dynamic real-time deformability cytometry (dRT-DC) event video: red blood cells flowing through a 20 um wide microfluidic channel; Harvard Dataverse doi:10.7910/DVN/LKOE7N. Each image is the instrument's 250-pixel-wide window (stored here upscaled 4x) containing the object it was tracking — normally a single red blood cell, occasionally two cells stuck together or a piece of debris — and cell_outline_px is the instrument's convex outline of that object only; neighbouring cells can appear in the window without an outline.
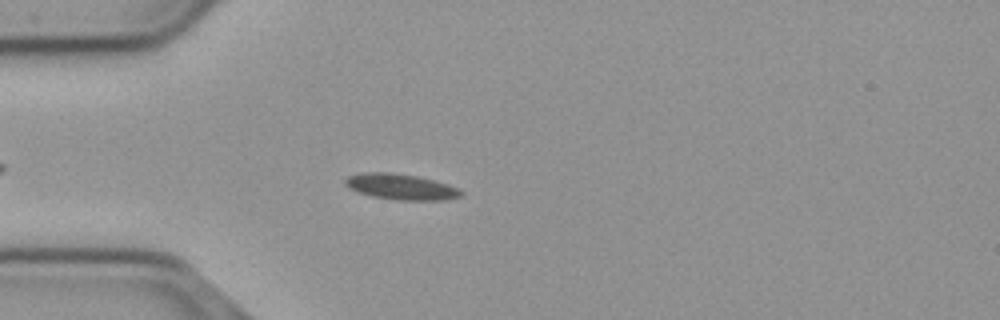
{"species": "common noctule bat (a hibernating species)", "species_latin": "Nyctalus noctula", "temperature_condition": "cold", "stored_images_in_passage": 49, "camera_frame_rate_fps": 3000, "um_per_image_px": 0.085, "animal": {"sex": "male", "body_mass_g": 23.1, "forearm_length_mm": 52.7}, "frame": {"image": 1, "passage_image": 9, "time_ms": 2.667, "image_size_px": [1000, 320], "cell_outline_px": [[464, 196], [448, 200], [396, 200], [372, 196], [356, 192], [348, 188], [344, 184], [344, 180], [348, 176], [364, 172], [388, 172], [416, 176], [448, 184], [464, 192]], "centroid_in_image_um": [34.07, 15.89], "position_along_channel_um": 50.9, "area_um2": 17.51}}
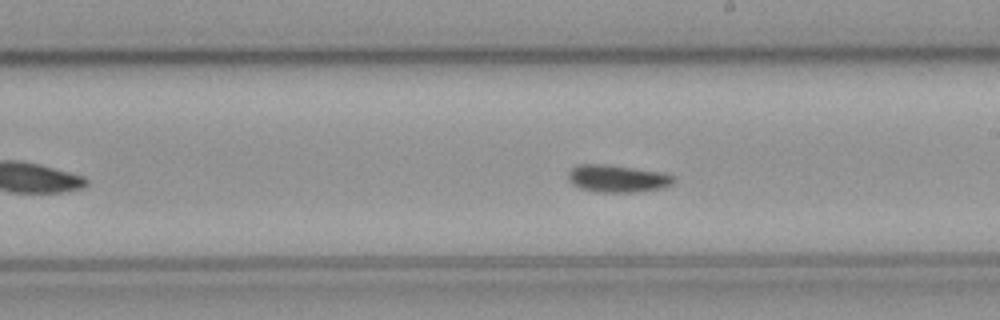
{"frame": {"image": 2, "passage_image": 25, "time_ms": 8.0, "image_size_px": [1000, 320], "cell_outline_px": [[676, 180], [672, 184], [664, 188], [636, 192], [596, 192], [580, 188], [572, 184], [568, 180], [568, 172], [576, 164], [608, 164], [664, 172], [676, 176]], "centroid_in_image_um": [52.51, 15.17], "position_along_channel_um": 236.5, "area_um2": 17.22}}
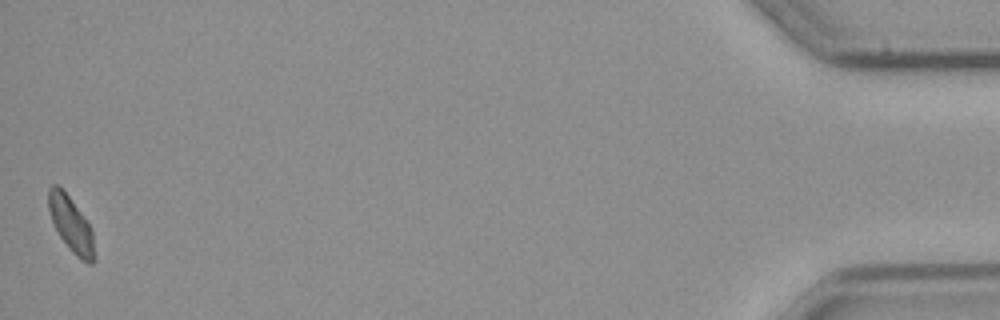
{"frame": {"image": 3, "passage_image": 49, "time_ms": 16.0, "image_size_px": [1000, 320], "cell_outline_px": [[96, 260], [92, 264], [88, 264], [80, 260], [68, 248], [60, 236], [52, 220], [48, 208], [48, 188], [52, 184], [60, 184], [64, 188], [92, 228]], "centroid_in_image_um": [6.06, 19.06], "position_along_channel_um": 429.1, "area_um2": 15.2}, "authors_computed_cell_mechanics": {"area_um2": 16.184, "velocity_mm_per_s": 3.6696, "shape_relaxation_time_tau1_ms": 2.6673, "shape_relaxation_time_tau2_ms": 10.3503, "deformation_change_tau1": 0.1026, "deformation_change_tau2": 0.1053}}